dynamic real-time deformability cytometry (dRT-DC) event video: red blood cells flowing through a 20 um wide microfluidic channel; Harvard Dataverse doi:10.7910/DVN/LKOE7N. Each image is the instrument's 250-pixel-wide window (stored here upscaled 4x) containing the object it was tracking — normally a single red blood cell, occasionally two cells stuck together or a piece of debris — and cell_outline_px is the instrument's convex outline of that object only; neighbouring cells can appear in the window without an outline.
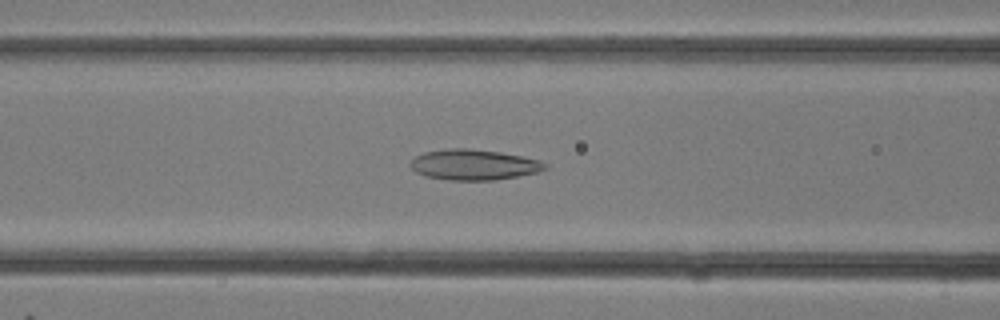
{"species": "common noctule bat (a hibernating species)", "species_latin": "Nyctalus noctula", "temperature_condition": "room temperature", "stored_images_in_passage": 31, "camera_frame_rate_fps": 3000, "um_per_image_px": 0.085, "animal": {"sex": "female"}, "frame": {"image": 1, "passage_image": 13, "time_ms": 4.0, "image_size_px": [1000, 320], "cell_outline_px": [[548, 168], [536, 172], [496, 180], [448, 180], [424, 176], [416, 172], [408, 164], [416, 156], [424, 152], [448, 148], [468, 148], [500, 152], [524, 156], [540, 160], [548, 164]], "centroid_in_image_um": [40.27, 13.99], "position_along_channel_um": 126.3, "area_um2": 24.1}}
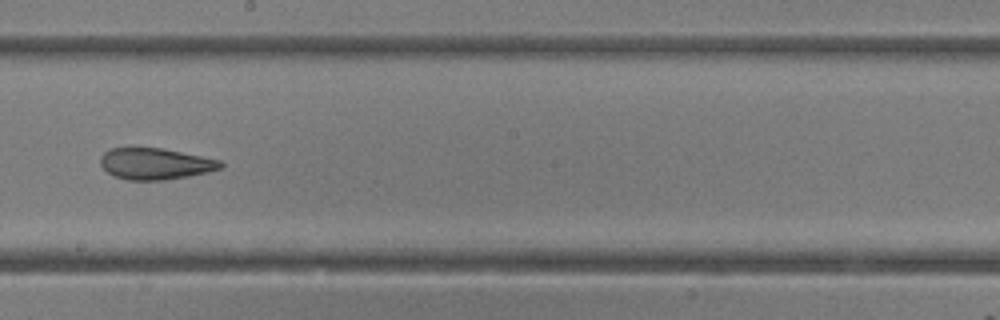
{"frame": {"image": 2, "passage_image": 18, "time_ms": 5.667, "image_size_px": [1000, 320], "cell_outline_px": [[224, 168], [208, 172], [188, 176], [164, 180], [128, 180], [112, 176], [100, 164], [100, 156], [108, 148], [160, 148], [220, 160], [224, 164]], "centroid_in_image_um": [13.19, 13.93], "position_along_channel_um": 235.0, "area_um2": 21.96}}
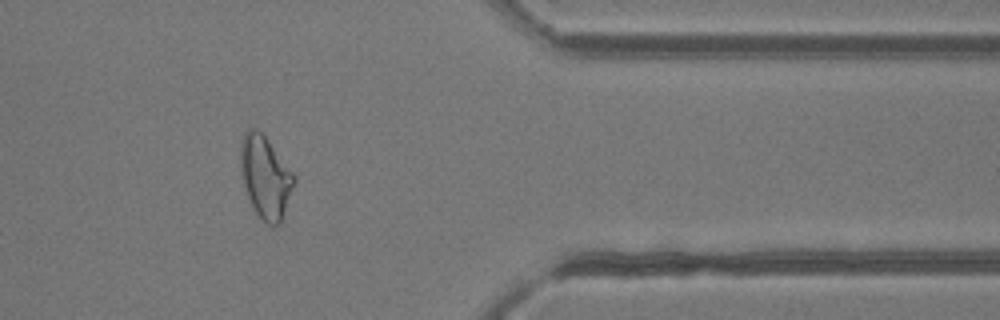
{"frame": {"image": 3, "passage_image": 26, "time_ms": 8.333, "image_size_px": [1000, 320], "cell_outline_px": [[296, 184], [280, 220], [276, 224], [268, 224], [260, 220], [248, 196], [244, 184], [240, 164], [240, 140], [248, 128], [256, 128], [268, 140], [296, 176]], "centroid_in_image_um": [22.56, 15.01], "position_along_channel_um": 388.8, "area_um2": 25.37}}